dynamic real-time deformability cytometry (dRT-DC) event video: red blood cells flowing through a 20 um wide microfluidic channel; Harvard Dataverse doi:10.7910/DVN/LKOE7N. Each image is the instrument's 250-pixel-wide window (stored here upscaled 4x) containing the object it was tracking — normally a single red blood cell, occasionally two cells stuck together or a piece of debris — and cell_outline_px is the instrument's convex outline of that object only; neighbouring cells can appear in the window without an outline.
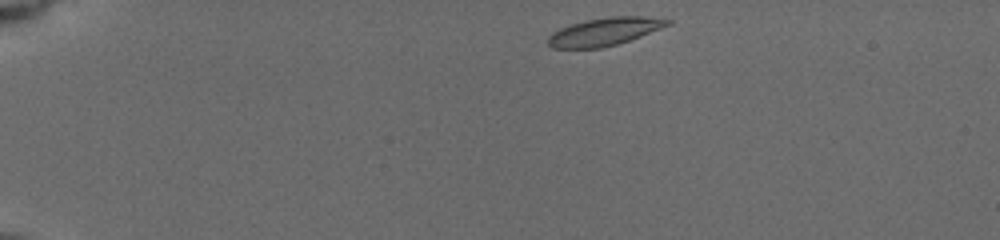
{"species": "common noctule bat (a hibernating species)", "species_latin": "Nyctalus noctula", "temperature_condition": "cold", "stored_images_in_passage": 24, "camera_frame_rate_fps": 3000, "um_per_image_px": 0.085, "animal": {"sex": "female", "body_mass_g": 19.5, "forearm_length_mm": 54.1}, "frame": {"image": 1, "passage_image": 1, "time_ms": 0.0, "image_size_px": [1000, 240], "cell_outline_px": [[672, 24], [640, 36], [616, 44], [600, 48], [552, 48], [548, 44], [548, 36], [552, 32], [560, 28], [584, 20], [608, 16], [644, 16], [672, 20]], "centroid_in_image_um": [51.38, 2.68], "position_along_channel_um": 33.6, "area_um2": 19.36}}
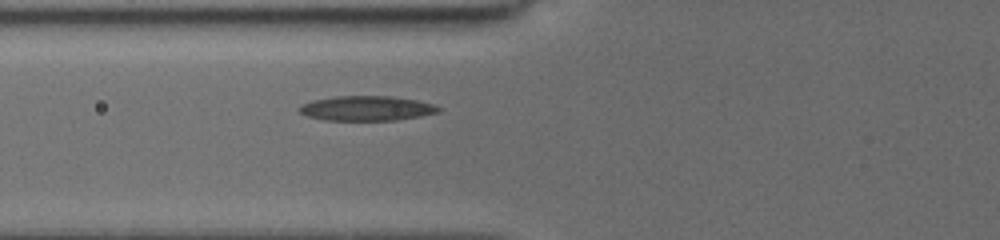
{"frame": {"image": 2, "passage_image": 10, "time_ms": 3.667, "image_size_px": [1000, 240], "cell_outline_px": [[440, 112], [420, 116], [396, 120], [324, 120], [308, 116], [300, 112], [296, 108], [312, 100], [336, 96], [392, 96], [416, 100], [432, 104], [440, 108]], "centroid_in_image_um": [31.15, 9.2], "position_along_channel_um": 94.6, "area_um2": 20.0}}
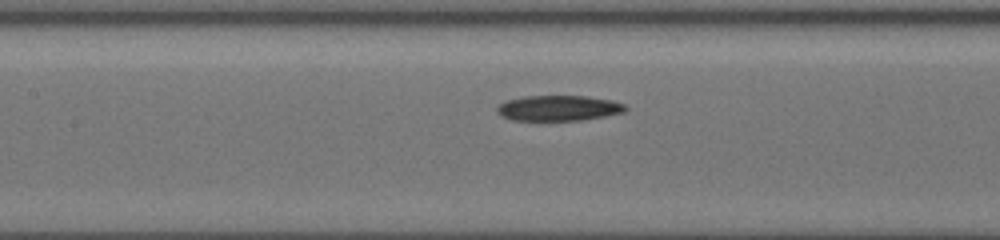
{"frame": {"image": 3, "passage_image": 19, "time_ms": 5.333, "image_size_px": [1000, 240], "cell_outline_px": [[628, 108], [624, 112], [604, 116], [580, 120], [512, 120], [500, 116], [496, 112], [496, 108], [500, 104], [508, 100], [524, 96], [584, 96], [612, 100], [624, 104]], "centroid_in_image_um": [47.46, 9.19], "position_along_channel_um": 159.9, "area_um2": 18.96}}